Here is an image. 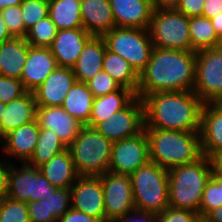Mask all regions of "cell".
Returning <instances> with one entry per match:
<instances>
[{
  "mask_svg": "<svg viewBox=\"0 0 222 222\" xmlns=\"http://www.w3.org/2000/svg\"><path fill=\"white\" fill-rule=\"evenodd\" d=\"M196 51L153 47L150 60L139 74L136 96L155 92L193 91Z\"/></svg>",
  "mask_w": 222,
  "mask_h": 222,
  "instance_id": "cell-1",
  "label": "cell"
},
{
  "mask_svg": "<svg viewBox=\"0 0 222 222\" xmlns=\"http://www.w3.org/2000/svg\"><path fill=\"white\" fill-rule=\"evenodd\" d=\"M144 128L199 132L204 103L194 91L155 92L146 95Z\"/></svg>",
  "mask_w": 222,
  "mask_h": 222,
  "instance_id": "cell-2",
  "label": "cell"
},
{
  "mask_svg": "<svg viewBox=\"0 0 222 222\" xmlns=\"http://www.w3.org/2000/svg\"><path fill=\"white\" fill-rule=\"evenodd\" d=\"M150 161L165 169L188 165L202 157L199 132L144 128Z\"/></svg>",
  "mask_w": 222,
  "mask_h": 222,
  "instance_id": "cell-3",
  "label": "cell"
},
{
  "mask_svg": "<svg viewBox=\"0 0 222 222\" xmlns=\"http://www.w3.org/2000/svg\"><path fill=\"white\" fill-rule=\"evenodd\" d=\"M213 170V160L206 156L169 169V206L199 213L202 194Z\"/></svg>",
  "mask_w": 222,
  "mask_h": 222,
  "instance_id": "cell-4",
  "label": "cell"
},
{
  "mask_svg": "<svg viewBox=\"0 0 222 222\" xmlns=\"http://www.w3.org/2000/svg\"><path fill=\"white\" fill-rule=\"evenodd\" d=\"M112 144L95 128L83 125L67 148L78 176H101L107 172Z\"/></svg>",
  "mask_w": 222,
  "mask_h": 222,
  "instance_id": "cell-5",
  "label": "cell"
},
{
  "mask_svg": "<svg viewBox=\"0 0 222 222\" xmlns=\"http://www.w3.org/2000/svg\"><path fill=\"white\" fill-rule=\"evenodd\" d=\"M135 209L154 214L169 206L168 169L149 161L130 175Z\"/></svg>",
  "mask_w": 222,
  "mask_h": 222,
  "instance_id": "cell-6",
  "label": "cell"
},
{
  "mask_svg": "<svg viewBox=\"0 0 222 222\" xmlns=\"http://www.w3.org/2000/svg\"><path fill=\"white\" fill-rule=\"evenodd\" d=\"M148 32L153 47L191 51L189 17L173 9H155Z\"/></svg>",
  "mask_w": 222,
  "mask_h": 222,
  "instance_id": "cell-7",
  "label": "cell"
},
{
  "mask_svg": "<svg viewBox=\"0 0 222 222\" xmlns=\"http://www.w3.org/2000/svg\"><path fill=\"white\" fill-rule=\"evenodd\" d=\"M102 37L107 49L126 59L138 74L145 69L153 49L148 29L114 27Z\"/></svg>",
  "mask_w": 222,
  "mask_h": 222,
  "instance_id": "cell-8",
  "label": "cell"
},
{
  "mask_svg": "<svg viewBox=\"0 0 222 222\" xmlns=\"http://www.w3.org/2000/svg\"><path fill=\"white\" fill-rule=\"evenodd\" d=\"M193 91L204 104L222 103V46L196 51Z\"/></svg>",
  "mask_w": 222,
  "mask_h": 222,
  "instance_id": "cell-9",
  "label": "cell"
},
{
  "mask_svg": "<svg viewBox=\"0 0 222 222\" xmlns=\"http://www.w3.org/2000/svg\"><path fill=\"white\" fill-rule=\"evenodd\" d=\"M13 163L8 175L7 197L14 201L31 202L47 199L54 186L38 167L27 163Z\"/></svg>",
  "mask_w": 222,
  "mask_h": 222,
  "instance_id": "cell-10",
  "label": "cell"
},
{
  "mask_svg": "<svg viewBox=\"0 0 222 222\" xmlns=\"http://www.w3.org/2000/svg\"><path fill=\"white\" fill-rule=\"evenodd\" d=\"M149 161V143L144 129L134 137L113 142L108 171L130 176Z\"/></svg>",
  "mask_w": 222,
  "mask_h": 222,
  "instance_id": "cell-11",
  "label": "cell"
},
{
  "mask_svg": "<svg viewBox=\"0 0 222 222\" xmlns=\"http://www.w3.org/2000/svg\"><path fill=\"white\" fill-rule=\"evenodd\" d=\"M100 179L103 187L105 222H116L135 209L129 175L107 171L100 176Z\"/></svg>",
  "mask_w": 222,
  "mask_h": 222,
  "instance_id": "cell-12",
  "label": "cell"
},
{
  "mask_svg": "<svg viewBox=\"0 0 222 222\" xmlns=\"http://www.w3.org/2000/svg\"><path fill=\"white\" fill-rule=\"evenodd\" d=\"M144 126V103L136 96L125 108L99 123L95 129L114 142L138 135Z\"/></svg>",
  "mask_w": 222,
  "mask_h": 222,
  "instance_id": "cell-13",
  "label": "cell"
},
{
  "mask_svg": "<svg viewBox=\"0 0 222 222\" xmlns=\"http://www.w3.org/2000/svg\"><path fill=\"white\" fill-rule=\"evenodd\" d=\"M70 190L72 208L105 222L103 187L100 176H78Z\"/></svg>",
  "mask_w": 222,
  "mask_h": 222,
  "instance_id": "cell-14",
  "label": "cell"
},
{
  "mask_svg": "<svg viewBox=\"0 0 222 222\" xmlns=\"http://www.w3.org/2000/svg\"><path fill=\"white\" fill-rule=\"evenodd\" d=\"M39 131L40 127L35 119L7 133L0 139V153H2V157L5 156V159L12 164L27 163L34 152Z\"/></svg>",
  "mask_w": 222,
  "mask_h": 222,
  "instance_id": "cell-15",
  "label": "cell"
},
{
  "mask_svg": "<svg viewBox=\"0 0 222 222\" xmlns=\"http://www.w3.org/2000/svg\"><path fill=\"white\" fill-rule=\"evenodd\" d=\"M77 82L72 68L58 67L32 93L36 106H61L71 89Z\"/></svg>",
  "mask_w": 222,
  "mask_h": 222,
  "instance_id": "cell-16",
  "label": "cell"
},
{
  "mask_svg": "<svg viewBox=\"0 0 222 222\" xmlns=\"http://www.w3.org/2000/svg\"><path fill=\"white\" fill-rule=\"evenodd\" d=\"M40 128L50 129L68 148L79 134L83 124L68 114L62 106H36V118Z\"/></svg>",
  "mask_w": 222,
  "mask_h": 222,
  "instance_id": "cell-17",
  "label": "cell"
},
{
  "mask_svg": "<svg viewBox=\"0 0 222 222\" xmlns=\"http://www.w3.org/2000/svg\"><path fill=\"white\" fill-rule=\"evenodd\" d=\"M92 37L84 28L58 30L49 47L57 66L72 68Z\"/></svg>",
  "mask_w": 222,
  "mask_h": 222,
  "instance_id": "cell-18",
  "label": "cell"
},
{
  "mask_svg": "<svg viewBox=\"0 0 222 222\" xmlns=\"http://www.w3.org/2000/svg\"><path fill=\"white\" fill-rule=\"evenodd\" d=\"M199 134L202 156L213 160L222 152V103L203 105Z\"/></svg>",
  "mask_w": 222,
  "mask_h": 222,
  "instance_id": "cell-19",
  "label": "cell"
},
{
  "mask_svg": "<svg viewBox=\"0 0 222 222\" xmlns=\"http://www.w3.org/2000/svg\"><path fill=\"white\" fill-rule=\"evenodd\" d=\"M57 68L49 47L29 46L21 81L27 91L33 92Z\"/></svg>",
  "mask_w": 222,
  "mask_h": 222,
  "instance_id": "cell-20",
  "label": "cell"
},
{
  "mask_svg": "<svg viewBox=\"0 0 222 222\" xmlns=\"http://www.w3.org/2000/svg\"><path fill=\"white\" fill-rule=\"evenodd\" d=\"M115 27L148 29L154 11L151 0H109Z\"/></svg>",
  "mask_w": 222,
  "mask_h": 222,
  "instance_id": "cell-21",
  "label": "cell"
},
{
  "mask_svg": "<svg viewBox=\"0 0 222 222\" xmlns=\"http://www.w3.org/2000/svg\"><path fill=\"white\" fill-rule=\"evenodd\" d=\"M83 28L93 36H103L115 27L109 0H81Z\"/></svg>",
  "mask_w": 222,
  "mask_h": 222,
  "instance_id": "cell-22",
  "label": "cell"
},
{
  "mask_svg": "<svg viewBox=\"0 0 222 222\" xmlns=\"http://www.w3.org/2000/svg\"><path fill=\"white\" fill-rule=\"evenodd\" d=\"M106 42L102 36H93L85 45L76 64L72 67L78 82L87 83L103 70Z\"/></svg>",
  "mask_w": 222,
  "mask_h": 222,
  "instance_id": "cell-23",
  "label": "cell"
},
{
  "mask_svg": "<svg viewBox=\"0 0 222 222\" xmlns=\"http://www.w3.org/2000/svg\"><path fill=\"white\" fill-rule=\"evenodd\" d=\"M36 118V102L32 92L6 103L0 121V139L12 130L34 121Z\"/></svg>",
  "mask_w": 222,
  "mask_h": 222,
  "instance_id": "cell-24",
  "label": "cell"
},
{
  "mask_svg": "<svg viewBox=\"0 0 222 222\" xmlns=\"http://www.w3.org/2000/svg\"><path fill=\"white\" fill-rule=\"evenodd\" d=\"M29 46L23 37H12L0 44L1 75L21 79Z\"/></svg>",
  "mask_w": 222,
  "mask_h": 222,
  "instance_id": "cell-25",
  "label": "cell"
},
{
  "mask_svg": "<svg viewBox=\"0 0 222 222\" xmlns=\"http://www.w3.org/2000/svg\"><path fill=\"white\" fill-rule=\"evenodd\" d=\"M136 94L125 87H120L106 95L94 98L92 112L87 126L95 128L99 123L108 120L111 115L125 108Z\"/></svg>",
  "mask_w": 222,
  "mask_h": 222,
  "instance_id": "cell-26",
  "label": "cell"
},
{
  "mask_svg": "<svg viewBox=\"0 0 222 222\" xmlns=\"http://www.w3.org/2000/svg\"><path fill=\"white\" fill-rule=\"evenodd\" d=\"M38 168L51 185L57 188H71L78 178L68 149L55 155Z\"/></svg>",
  "mask_w": 222,
  "mask_h": 222,
  "instance_id": "cell-27",
  "label": "cell"
},
{
  "mask_svg": "<svg viewBox=\"0 0 222 222\" xmlns=\"http://www.w3.org/2000/svg\"><path fill=\"white\" fill-rule=\"evenodd\" d=\"M94 97L86 83L76 82L68 91L63 109L83 125L89 122Z\"/></svg>",
  "mask_w": 222,
  "mask_h": 222,
  "instance_id": "cell-28",
  "label": "cell"
},
{
  "mask_svg": "<svg viewBox=\"0 0 222 222\" xmlns=\"http://www.w3.org/2000/svg\"><path fill=\"white\" fill-rule=\"evenodd\" d=\"M81 0H52L48 2V16L58 30L83 28Z\"/></svg>",
  "mask_w": 222,
  "mask_h": 222,
  "instance_id": "cell-29",
  "label": "cell"
},
{
  "mask_svg": "<svg viewBox=\"0 0 222 222\" xmlns=\"http://www.w3.org/2000/svg\"><path fill=\"white\" fill-rule=\"evenodd\" d=\"M103 71L107 72L120 87L137 93L139 74L126 59L107 48L103 59Z\"/></svg>",
  "mask_w": 222,
  "mask_h": 222,
  "instance_id": "cell-30",
  "label": "cell"
},
{
  "mask_svg": "<svg viewBox=\"0 0 222 222\" xmlns=\"http://www.w3.org/2000/svg\"><path fill=\"white\" fill-rule=\"evenodd\" d=\"M189 34L191 51L221 46V39L213 28L211 20L207 17L189 18Z\"/></svg>",
  "mask_w": 222,
  "mask_h": 222,
  "instance_id": "cell-31",
  "label": "cell"
},
{
  "mask_svg": "<svg viewBox=\"0 0 222 222\" xmlns=\"http://www.w3.org/2000/svg\"><path fill=\"white\" fill-rule=\"evenodd\" d=\"M66 149L67 147L62 143L54 131L40 128L37 144L27 164L39 167Z\"/></svg>",
  "mask_w": 222,
  "mask_h": 222,
  "instance_id": "cell-32",
  "label": "cell"
},
{
  "mask_svg": "<svg viewBox=\"0 0 222 222\" xmlns=\"http://www.w3.org/2000/svg\"><path fill=\"white\" fill-rule=\"evenodd\" d=\"M58 29L47 16L27 31L25 39L30 46L50 47Z\"/></svg>",
  "mask_w": 222,
  "mask_h": 222,
  "instance_id": "cell-33",
  "label": "cell"
},
{
  "mask_svg": "<svg viewBox=\"0 0 222 222\" xmlns=\"http://www.w3.org/2000/svg\"><path fill=\"white\" fill-rule=\"evenodd\" d=\"M0 222H30L27 203L9 197L1 199Z\"/></svg>",
  "mask_w": 222,
  "mask_h": 222,
  "instance_id": "cell-34",
  "label": "cell"
},
{
  "mask_svg": "<svg viewBox=\"0 0 222 222\" xmlns=\"http://www.w3.org/2000/svg\"><path fill=\"white\" fill-rule=\"evenodd\" d=\"M20 9L26 34L36 23L48 16V2L45 0H24Z\"/></svg>",
  "mask_w": 222,
  "mask_h": 222,
  "instance_id": "cell-35",
  "label": "cell"
},
{
  "mask_svg": "<svg viewBox=\"0 0 222 222\" xmlns=\"http://www.w3.org/2000/svg\"><path fill=\"white\" fill-rule=\"evenodd\" d=\"M46 205L49 214H52L57 220L61 218L71 208V190L70 188L51 189L47 196Z\"/></svg>",
  "mask_w": 222,
  "mask_h": 222,
  "instance_id": "cell-36",
  "label": "cell"
},
{
  "mask_svg": "<svg viewBox=\"0 0 222 222\" xmlns=\"http://www.w3.org/2000/svg\"><path fill=\"white\" fill-rule=\"evenodd\" d=\"M222 206V185L211 176L202 194L199 215L206 217L212 210Z\"/></svg>",
  "mask_w": 222,
  "mask_h": 222,
  "instance_id": "cell-37",
  "label": "cell"
},
{
  "mask_svg": "<svg viewBox=\"0 0 222 222\" xmlns=\"http://www.w3.org/2000/svg\"><path fill=\"white\" fill-rule=\"evenodd\" d=\"M0 14L7 25L9 33L13 37L25 38L26 28L22 19L20 5L7 7L6 9L0 11Z\"/></svg>",
  "mask_w": 222,
  "mask_h": 222,
  "instance_id": "cell-38",
  "label": "cell"
},
{
  "mask_svg": "<svg viewBox=\"0 0 222 222\" xmlns=\"http://www.w3.org/2000/svg\"><path fill=\"white\" fill-rule=\"evenodd\" d=\"M93 97L106 95L115 90H118L120 86L116 81L105 71L97 73L89 82L86 83Z\"/></svg>",
  "mask_w": 222,
  "mask_h": 222,
  "instance_id": "cell-39",
  "label": "cell"
},
{
  "mask_svg": "<svg viewBox=\"0 0 222 222\" xmlns=\"http://www.w3.org/2000/svg\"><path fill=\"white\" fill-rule=\"evenodd\" d=\"M26 92L27 90L20 79L0 75V101L8 103Z\"/></svg>",
  "mask_w": 222,
  "mask_h": 222,
  "instance_id": "cell-40",
  "label": "cell"
},
{
  "mask_svg": "<svg viewBox=\"0 0 222 222\" xmlns=\"http://www.w3.org/2000/svg\"><path fill=\"white\" fill-rule=\"evenodd\" d=\"M199 213L188 209L168 206L162 213L157 215L158 222H196Z\"/></svg>",
  "mask_w": 222,
  "mask_h": 222,
  "instance_id": "cell-41",
  "label": "cell"
},
{
  "mask_svg": "<svg viewBox=\"0 0 222 222\" xmlns=\"http://www.w3.org/2000/svg\"><path fill=\"white\" fill-rule=\"evenodd\" d=\"M27 206L30 222H57V219L49 214L46 200L31 201Z\"/></svg>",
  "mask_w": 222,
  "mask_h": 222,
  "instance_id": "cell-42",
  "label": "cell"
},
{
  "mask_svg": "<svg viewBox=\"0 0 222 222\" xmlns=\"http://www.w3.org/2000/svg\"><path fill=\"white\" fill-rule=\"evenodd\" d=\"M204 2L205 0H180L175 9L189 18L202 16Z\"/></svg>",
  "mask_w": 222,
  "mask_h": 222,
  "instance_id": "cell-43",
  "label": "cell"
},
{
  "mask_svg": "<svg viewBox=\"0 0 222 222\" xmlns=\"http://www.w3.org/2000/svg\"><path fill=\"white\" fill-rule=\"evenodd\" d=\"M116 222H158L157 214L133 209Z\"/></svg>",
  "mask_w": 222,
  "mask_h": 222,
  "instance_id": "cell-44",
  "label": "cell"
},
{
  "mask_svg": "<svg viewBox=\"0 0 222 222\" xmlns=\"http://www.w3.org/2000/svg\"><path fill=\"white\" fill-rule=\"evenodd\" d=\"M57 222H101L98 218L88 216L87 214L70 208Z\"/></svg>",
  "mask_w": 222,
  "mask_h": 222,
  "instance_id": "cell-45",
  "label": "cell"
},
{
  "mask_svg": "<svg viewBox=\"0 0 222 222\" xmlns=\"http://www.w3.org/2000/svg\"><path fill=\"white\" fill-rule=\"evenodd\" d=\"M12 163L0 155V200L7 197L8 175Z\"/></svg>",
  "mask_w": 222,
  "mask_h": 222,
  "instance_id": "cell-46",
  "label": "cell"
},
{
  "mask_svg": "<svg viewBox=\"0 0 222 222\" xmlns=\"http://www.w3.org/2000/svg\"><path fill=\"white\" fill-rule=\"evenodd\" d=\"M222 12V0H205L202 16L209 19Z\"/></svg>",
  "mask_w": 222,
  "mask_h": 222,
  "instance_id": "cell-47",
  "label": "cell"
},
{
  "mask_svg": "<svg viewBox=\"0 0 222 222\" xmlns=\"http://www.w3.org/2000/svg\"><path fill=\"white\" fill-rule=\"evenodd\" d=\"M180 0H151L155 9H173L176 8Z\"/></svg>",
  "mask_w": 222,
  "mask_h": 222,
  "instance_id": "cell-48",
  "label": "cell"
},
{
  "mask_svg": "<svg viewBox=\"0 0 222 222\" xmlns=\"http://www.w3.org/2000/svg\"><path fill=\"white\" fill-rule=\"evenodd\" d=\"M13 36L9 33L7 25L5 24L1 14H0V44L4 41L11 39Z\"/></svg>",
  "mask_w": 222,
  "mask_h": 222,
  "instance_id": "cell-49",
  "label": "cell"
},
{
  "mask_svg": "<svg viewBox=\"0 0 222 222\" xmlns=\"http://www.w3.org/2000/svg\"><path fill=\"white\" fill-rule=\"evenodd\" d=\"M218 37L222 40V12L210 19Z\"/></svg>",
  "mask_w": 222,
  "mask_h": 222,
  "instance_id": "cell-50",
  "label": "cell"
},
{
  "mask_svg": "<svg viewBox=\"0 0 222 222\" xmlns=\"http://www.w3.org/2000/svg\"><path fill=\"white\" fill-rule=\"evenodd\" d=\"M206 218L210 222H222V206L216 208L215 210H212Z\"/></svg>",
  "mask_w": 222,
  "mask_h": 222,
  "instance_id": "cell-51",
  "label": "cell"
},
{
  "mask_svg": "<svg viewBox=\"0 0 222 222\" xmlns=\"http://www.w3.org/2000/svg\"><path fill=\"white\" fill-rule=\"evenodd\" d=\"M24 0H0V11L6 9L10 6H18L20 5Z\"/></svg>",
  "mask_w": 222,
  "mask_h": 222,
  "instance_id": "cell-52",
  "label": "cell"
},
{
  "mask_svg": "<svg viewBox=\"0 0 222 222\" xmlns=\"http://www.w3.org/2000/svg\"><path fill=\"white\" fill-rule=\"evenodd\" d=\"M214 169L222 174V152L213 159Z\"/></svg>",
  "mask_w": 222,
  "mask_h": 222,
  "instance_id": "cell-53",
  "label": "cell"
},
{
  "mask_svg": "<svg viewBox=\"0 0 222 222\" xmlns=\"http://www.w3.org/2000/svg\"><path fill=\"white\" fill-rule=\"evenodd\" d=\"M212 177L219 183V185H222V174L217 172L215 169L212 172Z\"/></svg>",
  "mask_w": 222,
  "mask_h": 222,
  "instance_id": "cell-54",
  "label": "cell"
},
{
  "mask_svg": "<svg viewBox=\"0 0 222 222\" xmlns=\"http://www.w3.org/2000/svg\"><path fill=\"white\" fill-rule=\"evenodd\" d=\"M6 103L0 101V121L5 110Z\"/></svg>",
  "mask_w": 222,
  "mask_h": 222,
  "instance_id": "cell-55",
  "label": "cell"
},
{
  "mask_svg": "<svg viewBox=\"0 0 222 222\" xmlns=\"http://www.w3.org/2000/svg\"><path fill=\"white\" fill-rule=\"evenodd\" d=\"M196 222H210V221L206 217L199 216V218L196 220Z\"/></svg>",
  "mask_w": 222,
  "mask_h": 222,
  "instance_id": "cell-56",
  "label": "cell"
}]
</instances>
